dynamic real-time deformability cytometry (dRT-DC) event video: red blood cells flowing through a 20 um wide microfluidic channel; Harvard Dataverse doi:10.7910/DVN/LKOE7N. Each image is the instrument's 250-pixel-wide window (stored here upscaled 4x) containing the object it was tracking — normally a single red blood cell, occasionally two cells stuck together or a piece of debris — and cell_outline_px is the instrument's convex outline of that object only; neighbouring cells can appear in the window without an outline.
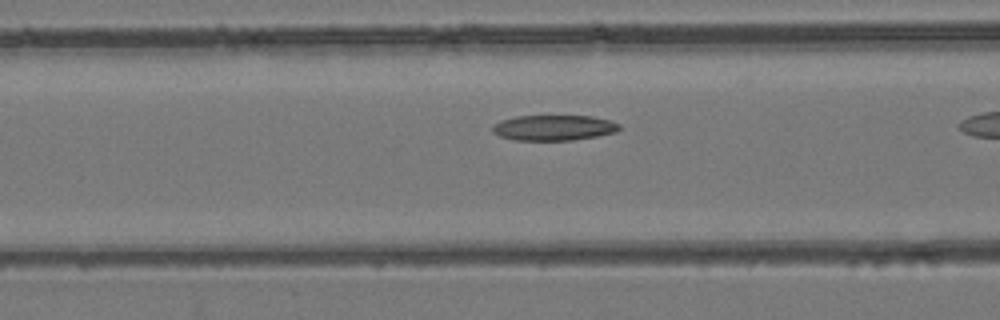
{"species": "common noctule bat (a hibernating species)", "species_latin": "Nyctalus noctula", "temperature_condition": "room temperature", "stored_images_in_passage": 31, "camera_frame_rate_fps": 3000, "um_per_image_px": 0.085, "animal": {"sex": "female", "body_mass_g": 24.6, "forearm_length_mm": 56.2}, "frame": {"image": 1, "passage_image": 11, "time_ms": 3.333, "image_size_px": [1000, 320], "cell_outline_px": [[620, 128], [616, 132], [596, 136], [572, 140], [516, 140], [500, 136], [492, 132], [492, 124], [500, 120], [516, 116], [592, 116], [608, 120], [620, 124]], "centroid_in_image_um": [47.04, 10.85], "position_along_channel_um": 119.6, "area_um2": 18.79}}
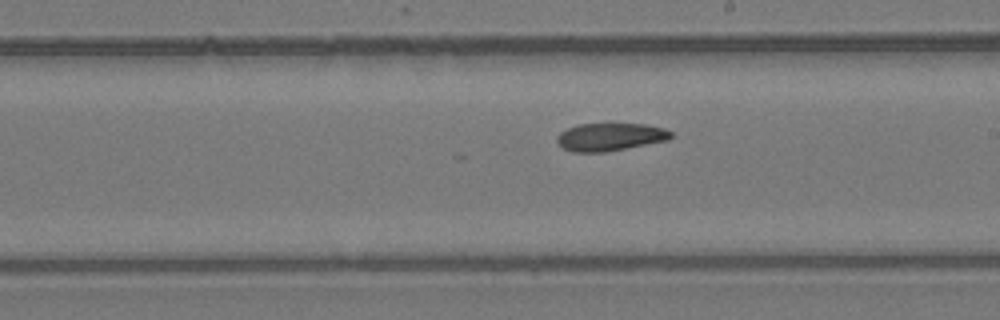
{"frame": {"image": 2, "passage_image": 20, "time_ms": 6.333, "image_size_px": [1000, 320], "cell_outline_px": [[672, 136], [668, 140], [604, 152], [572, 152], [564, 148], [556, 140], [556, 136], [560, 132], [568, 128], [580, 124], [644, 124], [664, 128], [672, 132]], "centroid_in_image_um": [51.85, 11.63], "position_along_channel_um": 237.1, "area_um2": 18.26}}
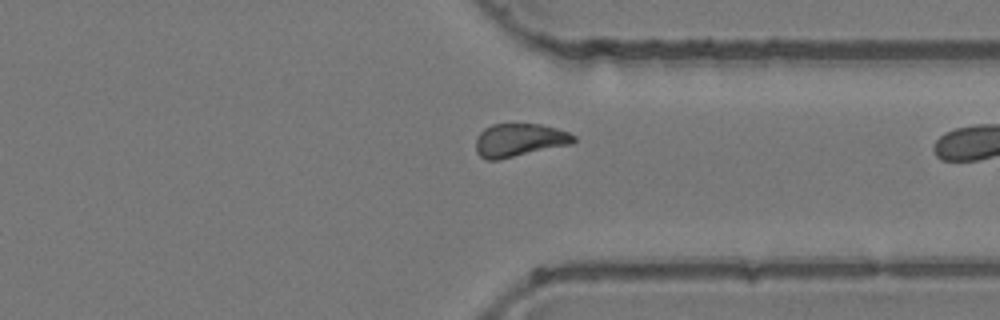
{"frame": {"image": 3, "passage_image": 30, "time_ms": 9.667, "image_size_px": [1000, 320], "cell_outline_px": [[576, 140], [572, 144], [500, 160], [484, 160], [476, 152], [476, 136], [484, 128], [492, 124], [540, 124], [556, 128], [568, 132], [576, 136]], "centroid_in_image_um": [44.13, 11.92], "position_along_channel_um": 367.3, "area_um2": 19.19}}